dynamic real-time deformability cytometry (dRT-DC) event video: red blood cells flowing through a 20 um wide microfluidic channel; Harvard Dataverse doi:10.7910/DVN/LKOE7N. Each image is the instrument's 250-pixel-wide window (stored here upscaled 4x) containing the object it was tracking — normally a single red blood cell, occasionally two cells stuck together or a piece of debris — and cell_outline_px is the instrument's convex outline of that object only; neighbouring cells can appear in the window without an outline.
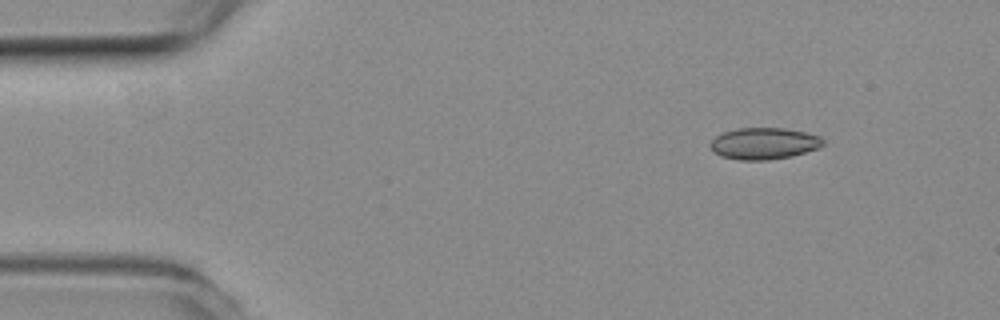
{"species": "common noctule bat (a hibernating species)", "species_latin": "Nyctalus noctula", "temperature_condition": "room temperature", "stored_images_in_passage": 5, "camera_frame_rate_fps": 3000, "um_per_image_px": 0.085, "animal": {"sex": "female", "body_mass_g": 19.3, "forearm_length_mm": 54.1}, "frame": {"image": 1, "passage_image": 1, "time_ms": 0.0, "image_size_px": [1000, 320], "cell_outline_px": [[824, 144], [820, 148], [792, 156], [768, 160], [740, 160], [720, 156], [708, 144], [716, 136], [724, 132], [740, 128], [784, 128], [804, 132], [820, 136], [824, 140]], "centroid_in_image_um": [64.96, 12.2], "position_along_channel_um": 20.0, "area_um2": 20.75}}
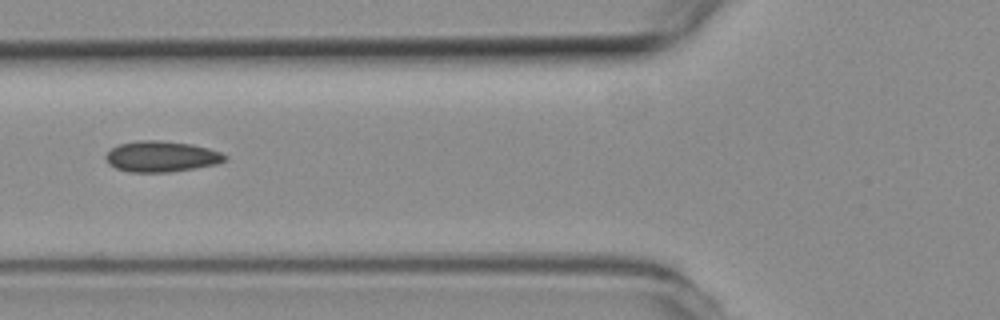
{"frame": {"image": 2, "passage_image": 5, "time_ms": 1.333, "image_size_px": [1000, 320], "cell_outline_px": [[228, 160], [220, 164], [172, 172], [128, 172], [116, 168], [108, 164], [104, 156], [112, 148], [120, 144], [140, 140], [156, 140], [192, 144], [208, 148], [220, 152], [228, 156]], "centroid_in_image_um": [13.76, 13.31], "position_along_channel_um": 112.0, "area_um2": 21.62}}